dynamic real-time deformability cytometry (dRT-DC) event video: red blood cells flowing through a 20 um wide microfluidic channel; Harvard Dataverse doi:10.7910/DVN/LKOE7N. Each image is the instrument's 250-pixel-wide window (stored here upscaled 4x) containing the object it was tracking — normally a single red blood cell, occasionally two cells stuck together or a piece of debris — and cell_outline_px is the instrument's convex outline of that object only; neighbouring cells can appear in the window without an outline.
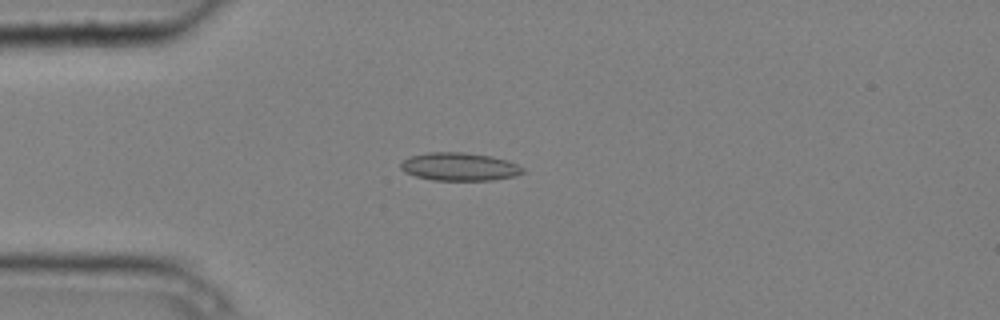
{"species": "common noctule bat (a hibernating species)", "species_latin": "Nyctalus noctula", "temperature_condition": "cold", "stored_images_in_passage": 2, "camera_frame_rate_fps": 3000, "um_per_image_px": 0.085, "animal": {"sex": "male", "body_mass_g": 20.4}, "frame": {"image": 1, "passage_image": 2, "time_ms": 0.333, "image_size_px": [1000, 320], "cell_outline_px": [[524, 172], [516, 176], [492, 180], [432, 180], [416, 176], [404, 172], [400, 168], [400, 164], [404, 160], [412, 156], [428, 152], [464, 152], [492, 156], [508, 160], [524, 168]], "centroid_in_image_um": [39.07, 14.17], "position_along_channel_um": 45.9, "area_um2": 20.0}}